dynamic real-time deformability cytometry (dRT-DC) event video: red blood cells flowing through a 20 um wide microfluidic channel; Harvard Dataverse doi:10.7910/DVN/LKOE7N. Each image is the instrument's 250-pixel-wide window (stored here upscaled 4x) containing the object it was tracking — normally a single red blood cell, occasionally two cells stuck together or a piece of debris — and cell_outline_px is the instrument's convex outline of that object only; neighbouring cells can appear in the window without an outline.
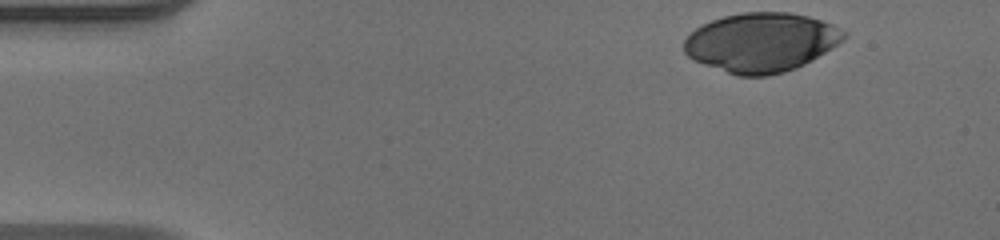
{"species": "human", "species_latin": "Homo sapiens", "temperature_condition": "warm", "stored_images_in_passage": 37, "camera_frame_rate_fps": 3000, "um_per_image_px": 0.085, "donor": {"sex": "male"}, "frame": {"image": 1, "passage_image": 1, "time_ms": 0.0, "image_size_px": [1000, 240], "cell_outline_px": [[848, 32], [836, 44], [824, 52], [804, 64], [796, 68], [784, 72], [768, 76], [736, 76], [692, 60], [684, 52], [684, 40], [696, 28], [712, 20], [724, 16], [744, 12], [788, 12], [808, 16], [832, 24]], "centroid_in_image_um": [64.67, 3.61], "position_along_channel_um": 20.3, "area_um2": 54.85}}
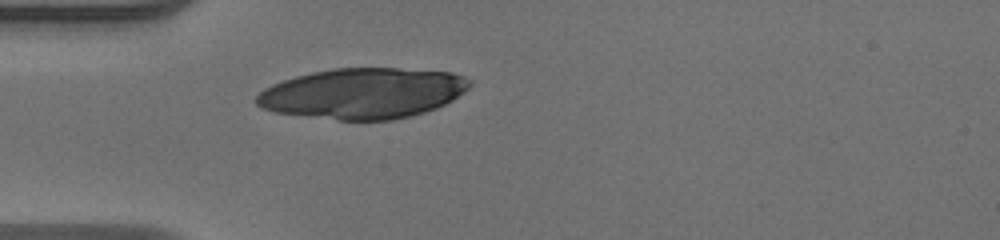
{"frame": {"image": 2, "passage_image": 10, "time_ms": 3.0, "image_size_px": [1000, 240], "cell_outline_px": [[472, 84], [464, 92], [452, 100], [436, 108], [424, 112], [392, 120], [340, 120], [276, 112], [264, 108], [256, 104], [256, 96], [264, 88], [272, 84], [296, 76], [312, 72], [332, 68], [396, 68], [452, 72], [464, 76], [472, 80]], "centroid_in_image_um": [30.87, 7.92], "position_along_channel_um": 54.1, "area_um2": 62.66}}
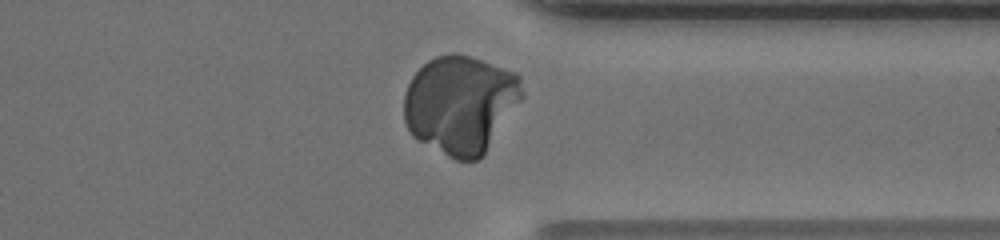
{"frame": {"image": 3, "passage_image": 34, "time_ms": 11.0, "image_size_px": [1000, 240], "cell_outline_px": [[524, 96], [484, 156], [480, 160], [456, 160], [416, 140], [412, 136], [404, 120], [404, 96], [408, 84], [412, 76], [428, 60], [436, 56], [452, 52], [468, 56], [516, 72], [520, 76], [524, 92]], "centroid_in_image_um": [39.15, 8.88], "position_along_channel_um": 372.3, "area_um2": 68.09}}